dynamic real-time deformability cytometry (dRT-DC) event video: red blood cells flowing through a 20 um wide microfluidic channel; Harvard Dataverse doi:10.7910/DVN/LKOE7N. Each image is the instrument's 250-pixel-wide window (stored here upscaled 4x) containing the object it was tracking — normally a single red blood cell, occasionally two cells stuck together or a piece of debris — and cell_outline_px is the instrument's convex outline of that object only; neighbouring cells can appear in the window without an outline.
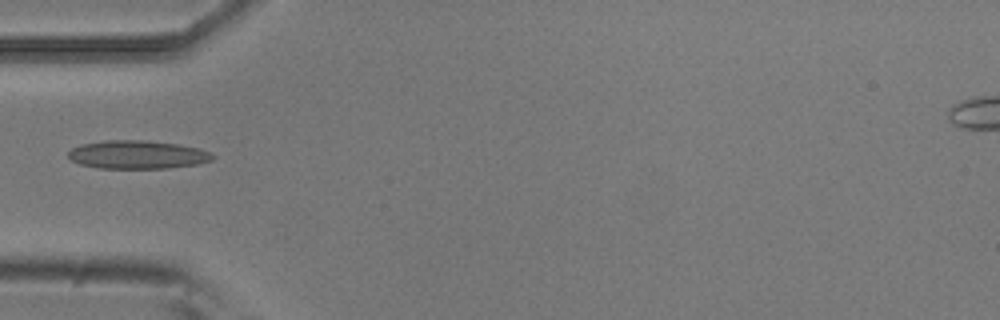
{"species": "common noctule bat (a hibernating species)", "species_latin": "Nyctalus noctula", "temperature_condition": "room temperature", "stored_images_in_passage": 5, "camera_frame_rate_fps": 3000, "um_per_image_px": 0.085, "animal": {"sex": "male", "body_mass_g": 20.5, "forearm_length_mm": 52.5}, "frame": {"image": 1, "passage_image": 5, "time_ms": 1.333, "image_size_px": [1000, 320], "cell_outline_px": [[216, 156], [212, 160], [196, 164], [168, 168], [100, 168], [80, 164], [72, 160], [68, 156], [68, 152], [72, 148], [80, 144], [104, 140], [144, 140], [180, 144], [200, 148]], "centroid_in_image_um": [11.68, 13.13], "position_along_channel_um": 73.3, "area_um2": 23.87}}